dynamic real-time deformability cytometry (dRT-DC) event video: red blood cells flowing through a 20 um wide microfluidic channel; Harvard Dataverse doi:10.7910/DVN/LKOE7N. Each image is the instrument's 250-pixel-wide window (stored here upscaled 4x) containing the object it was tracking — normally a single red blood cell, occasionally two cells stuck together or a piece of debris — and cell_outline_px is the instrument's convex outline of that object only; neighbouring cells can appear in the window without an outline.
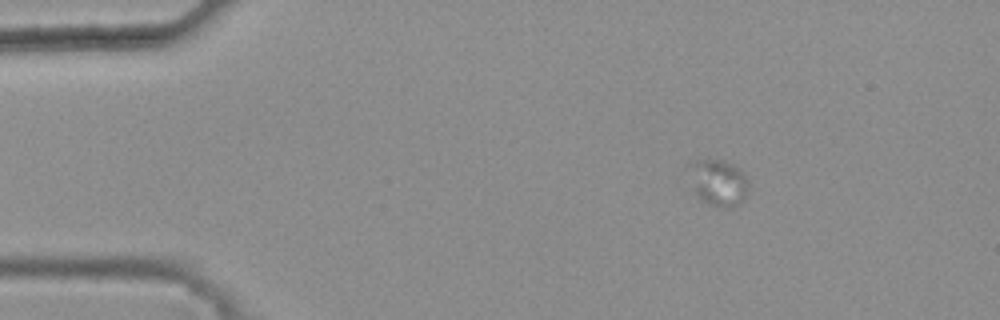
{"species": "common noctule bat (a hibernating species)", "species_latin": "Nyctalus noctula", "temperature_condition": "warm", "stored_images_in_passage": 4, "camera_frame_rate_fps": 3000, "um_per_image_px": 0.085, "animal": {"sex": "female", "body_mass_g": 25.1}, "frame": {"image": 1, "passage_image": 1, "time_ms": 0.0, "image_size_px": [1000, 320], "cell_outline_px": [[748, 184], [744, 196], [740, 204], [728, 208], [716, 208], [700, 200], [684, 168], [688, 164], [696, 160], [724, 160], [732, 164], [744, 176]], "centroid_in_image_um": [60.97, 15.53], "position_along_channel_um": 24.0, "area_um2": 16.18}}